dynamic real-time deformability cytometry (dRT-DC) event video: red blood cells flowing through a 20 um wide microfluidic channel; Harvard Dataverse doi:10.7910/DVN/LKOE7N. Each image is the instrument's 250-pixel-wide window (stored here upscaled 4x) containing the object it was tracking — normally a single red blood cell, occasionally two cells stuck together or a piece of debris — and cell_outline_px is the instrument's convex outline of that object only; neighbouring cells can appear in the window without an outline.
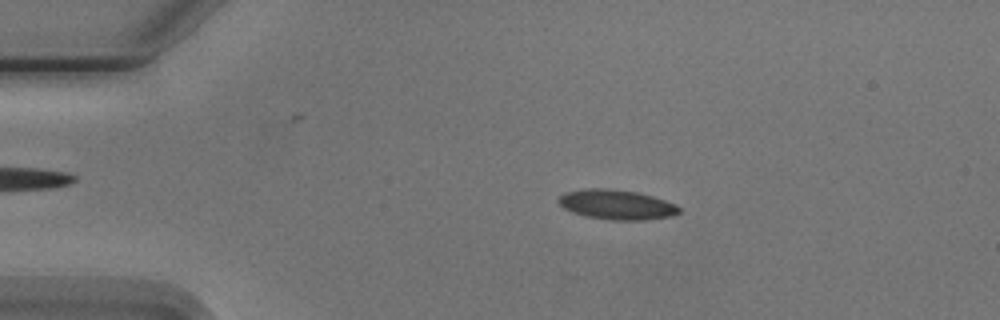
{"species": "Egyptian fruit bat (a non-hibernating species)", "species_latin": "Rousettus aegyptiacus", "temperature_condition": "cold", "stored_images_in_passage": 11, "camera_frame_rate_fps": 3000, "um_per_image_px": 0.085, "animal": {"sex": "male"}, "frame": {"image": 1, "passage_image": 3, "time_ms": 3.333, "image_size_px": [1000, 320], "cell_outline_px": [[680, 212], [672, 216], [644, 220], [612, 220], [584, 216], [572, 212], [564, 208], [556, 200], [564, 192], [588, 188], [608, 188], [636, 192], [652, 196], [676, 204], [680, 208]], "centroid_in_image_um": [52.4, 17.39], "position_along_channel_um": 32.6, "area_um2": 20.98}}
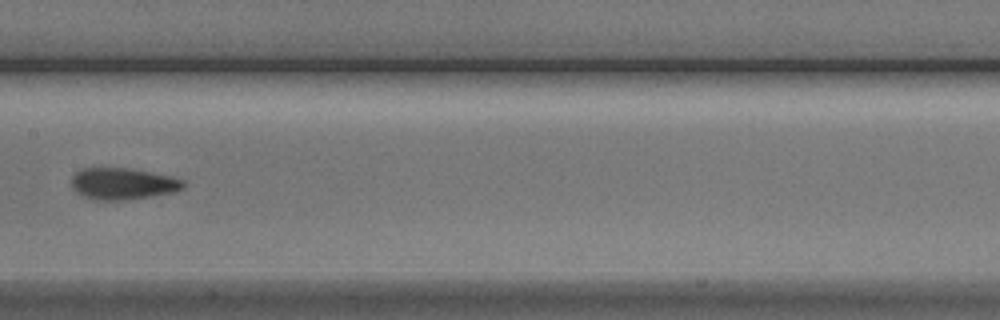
{"frame": {"image": 2, "passage_image": 8, "time_ms": 9.0, "image_size_px": [1000, 320], "cell_outline_px": [[184, 188], [172, 192], [124, 200], [92, 200], [76, 192], [72, 188], [72, 176], [80, 168], [128, 168], [152, 172], [184, 180]], "centroid_in_image_um": [10.39, 15.61], "position_along_channel_um": 197.0, "area_um2": 20.46}}
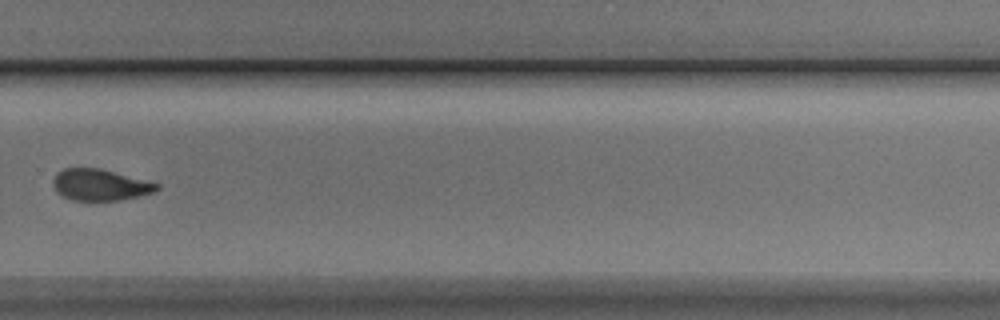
{"frame": {"image": 3, "passage_image": 11, "time_ms": 12.333, "image_size_px": [1000, 320], "cell_outline_px": [[160, 188], [152, 192], [120, 200], [72, 200], [64, 196], [52, 184], [52, 180], [56, 172], [64, 168], [100, 168], [160, 184]], "centroid_in_image_um": [8.49, 15.69], "position_along_channel_um": 321.3, "area_um2": 18.67}}